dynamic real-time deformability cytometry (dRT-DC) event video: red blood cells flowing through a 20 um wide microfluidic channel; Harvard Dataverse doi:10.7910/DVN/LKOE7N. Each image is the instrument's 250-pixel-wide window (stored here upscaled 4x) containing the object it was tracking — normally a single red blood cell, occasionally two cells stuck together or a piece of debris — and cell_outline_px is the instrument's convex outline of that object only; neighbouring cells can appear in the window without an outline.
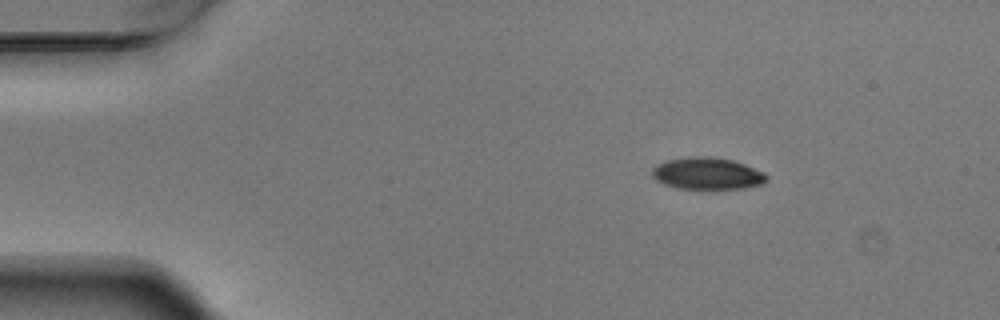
{"species": "Egyptian fruit bat (a non-hibernating species)", "species_latin": "Rousettus aegyptiacus", "temperature_condition": "warm", "stored_images_in_passage": 3, "camera_frame_rate_fps": 3000, "um_per_image_px": 0.085, "animal": {"sex": "male"}, "frame": {"image": 1, "passage_image": 1, "time_ms": 0.0, "image_size_px": [1000, 320], "cell_outline_px": [[768, 180], [760, 184], [744, 188], [676, 188], [664, 184], [656, 180], [652, 176], [652, 168], [656, 164], [668, 160], [688, 156], [712, 156], [732, 160], [744, 164], [764, 172], [768, 176]], "centroid_in_image_um": [60.1, 14.73], "position_along_channel_um": 24.9, "area_um2": 21.27}}